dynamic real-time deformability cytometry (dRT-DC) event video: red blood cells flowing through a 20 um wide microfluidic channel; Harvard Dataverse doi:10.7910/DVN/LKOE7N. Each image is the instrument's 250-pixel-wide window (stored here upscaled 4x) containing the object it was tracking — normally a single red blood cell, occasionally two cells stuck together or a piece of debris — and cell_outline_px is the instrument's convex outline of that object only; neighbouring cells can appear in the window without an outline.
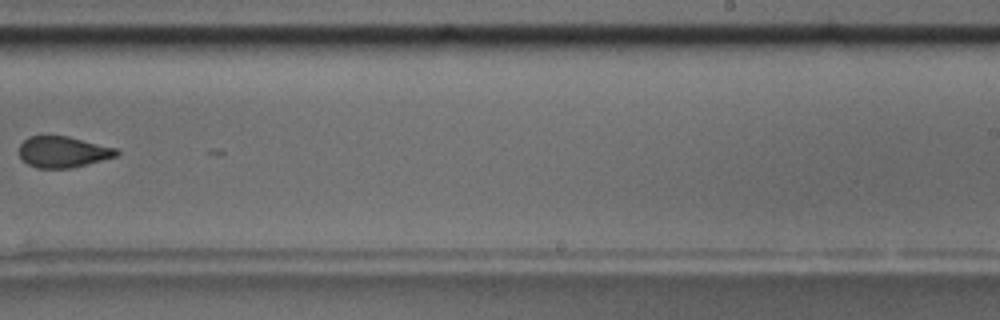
{"species": "common noctule bat (a hibernating species)", "species_latin": "Nyctalus noctula", "temperature_condition": "room temperature", "stored_images_in_passage": 17, "camera_frame_rate_fps": 3000, "um_per_image_px": 0.085, "animal": {"sex": "male", "body_mass_g": 17.5, "forearm_length_mm": 52.3}, "frame": {"image": 1, "passage_image": 11, "time_ms": 11.667, "image_size_px": [1000, 320], "cell_outline_px": [[120, 152], [116, 156], [72, 168], [36, 168], [28, 164], [20, 156], [20, 144], [28, 136], [68, 136], [116, 148]], "centroid_in_image_um": [5.35, 12.91], "position_along_channel_um": 283.7, "area_um2": 17.51}}